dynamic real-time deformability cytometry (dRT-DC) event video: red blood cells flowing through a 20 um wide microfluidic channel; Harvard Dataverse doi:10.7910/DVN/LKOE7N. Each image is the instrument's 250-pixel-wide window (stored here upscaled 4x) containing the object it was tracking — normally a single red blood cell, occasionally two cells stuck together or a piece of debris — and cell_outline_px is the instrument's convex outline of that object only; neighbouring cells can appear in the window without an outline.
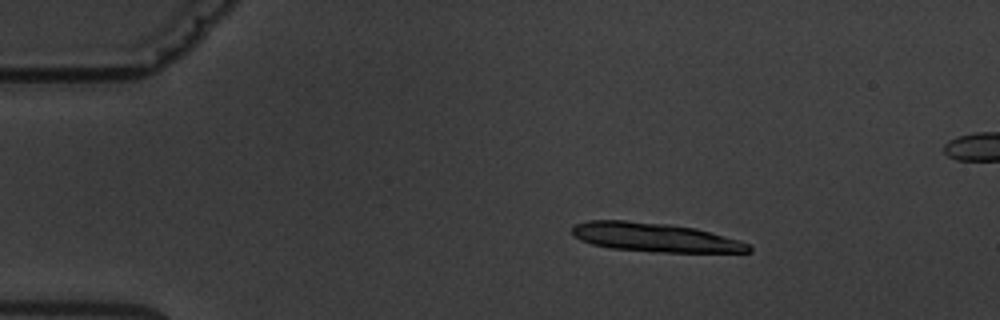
{"species": "common noctule bat (a hibernating species)", "species_latin": "Nyctalus noctula", "temperature_condition": "warm", "stored_images_in_passage": 5, "camera_frame_rate_fps": 3000, "um_per_image_px": 0.085, "animal": {"sex": "male", "body_mass_g": 19.5, "forearm_length_mm": 54.6}, "frame": {"image": 1, "passage_image": 2, "time_ms": 1.333, "image_size_px": [1000, 320], "cell_outline_px": [[752, 252], [652, 252], [608, 248], [592, 244], [580, 240], [572, 232], [572, 228], [576, 224], [588, 220], [624, 220], [668, 224], [696, 228], [740, 240], [748, 244], [752, 248]], "centroid_in_image_um": [55.67, 20.18], "position_along_channel_um": 29.3, "area_um2": 29.82}}